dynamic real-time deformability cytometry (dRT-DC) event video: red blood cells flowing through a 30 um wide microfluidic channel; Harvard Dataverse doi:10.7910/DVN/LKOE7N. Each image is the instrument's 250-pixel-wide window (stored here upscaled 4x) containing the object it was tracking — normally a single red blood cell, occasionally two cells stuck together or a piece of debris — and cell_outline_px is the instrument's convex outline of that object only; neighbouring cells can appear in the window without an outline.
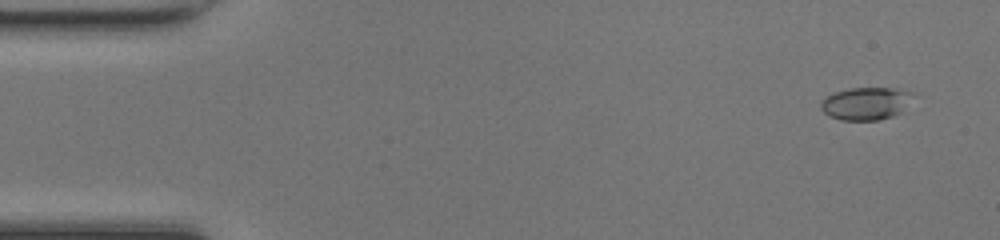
{"species": "common noctule bat (a hibernating species)", "species_latin": "Nyctalus noctula", "temperature_condition": "room temperature", "stored_images_in_passage": 48, "camera_frame_rate_fps": 3000, "um_per_image_px": 0.085, "animal": {"sex": "female", "body_mass_g": 17.0, "forearm_length_mm": 48.0}, "frame": {"image": 1, "passage_image": 3, "time_ms": 0.667, "image_size_px": [1000, 240], "cell_outline_px": [[916, 92], [900, 112], [892, 116], [876, 120], [840, 120], [828, 116], [820, 108], [820, 104], [828, 96], [836, 92], [852, 88], [892, 88]], "centroid_in_image_um": [73.59, 8.8], "position_along_channel_um": 11.4, "area_um2": 17.28}}
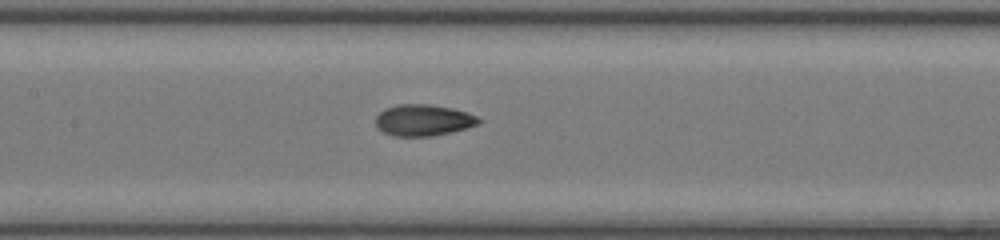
{"frame": {"image": 2, "passage_image": 23, "time_ms": 7.333, "image_size_px": [1000, 240], "cell_outline_px": [[484, 120], [480, 124], [452, 132], [432, 136], [392, 136], [384, 132], [376, 124], [376, 116], [384, 108], [396, 104], [428, 104], [452, 108], [476, 116]], "centroid_in_image_um": [35.99, 10.21], "position_along_channel_um": 171.4, "area_um2": 18.9}}
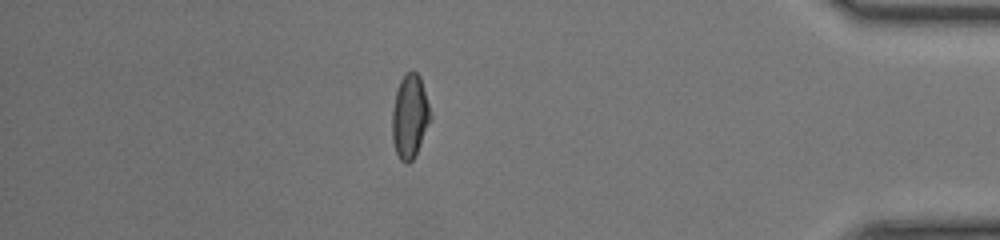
{"frame": {"image": 3, "passage_image": 42, "time_ms": 13.667, "image_size_px": [1000, 240], "cell_outline_px": [[432, 116], [416, 152], [412, 160], [408, 164], [404, 164], [400, 160], [396, 152], [392, 140], [392, 108], [396, 92], [400, 80], [408, 72], [416, 72], [420, 76]], "centroid_in_image_um": [34.81, 9.91], "position_along_channel_um": 400.4, "area_um2": 18.44}, "authors_computed_cell_mechanics": {"area_um2": 18.2937, "velocity_mm_per_s": 4.323, "shape_relaxation_time_tau1_ms": null, "shape_relaxation_time_tau2_ms": 1.4147, "deformation_change_tau1": null, "deformation_change_tau2": 0.0691}}